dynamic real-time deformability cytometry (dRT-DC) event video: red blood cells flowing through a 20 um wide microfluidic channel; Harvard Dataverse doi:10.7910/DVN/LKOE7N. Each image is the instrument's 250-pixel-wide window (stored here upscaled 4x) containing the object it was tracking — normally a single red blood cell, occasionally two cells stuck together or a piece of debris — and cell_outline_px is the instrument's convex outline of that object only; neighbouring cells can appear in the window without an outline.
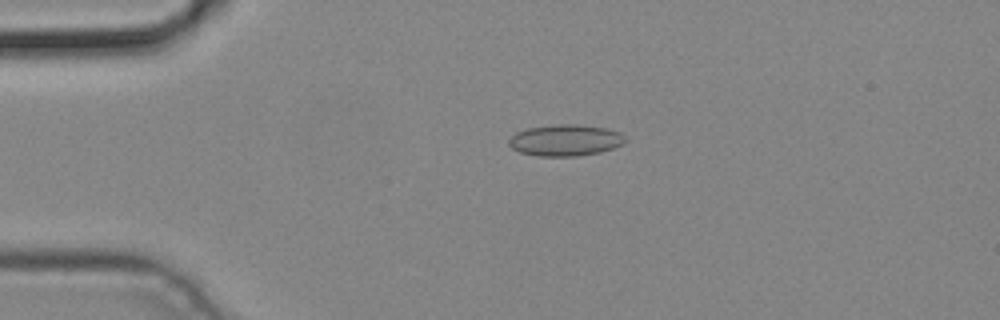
{"species": "common noctule bat (a hibernating species)", "species_latin": "Nyctalus noctula", "temperature_condition": "cold", "stored_images_in_passage": 2, "camera_frame_rate_fps": 3000, "um_per_image_px": 0.085, "animal": {"sex": "male", "body_mass_g": 19.2, "forearm_length_mm": 51.8}, "frame": {"image": 1, "passage_image": 2, "time_ms": 0.333, "image_size_px": [1000, 320], "cell_outline_px": [[628, 140], [624, 144], [600, 152], [576, 156], [536, 156], [520, 152], [512, 148], [508, 144], [508, 140], [516, 132], [528, 128], [556, 124], [576, 124], [604, 128], [620, 132]], "centroid_in_image_um": [48.06, 11.92], "position_along_channel_um": 36.9, "area_um2": 21.33}}